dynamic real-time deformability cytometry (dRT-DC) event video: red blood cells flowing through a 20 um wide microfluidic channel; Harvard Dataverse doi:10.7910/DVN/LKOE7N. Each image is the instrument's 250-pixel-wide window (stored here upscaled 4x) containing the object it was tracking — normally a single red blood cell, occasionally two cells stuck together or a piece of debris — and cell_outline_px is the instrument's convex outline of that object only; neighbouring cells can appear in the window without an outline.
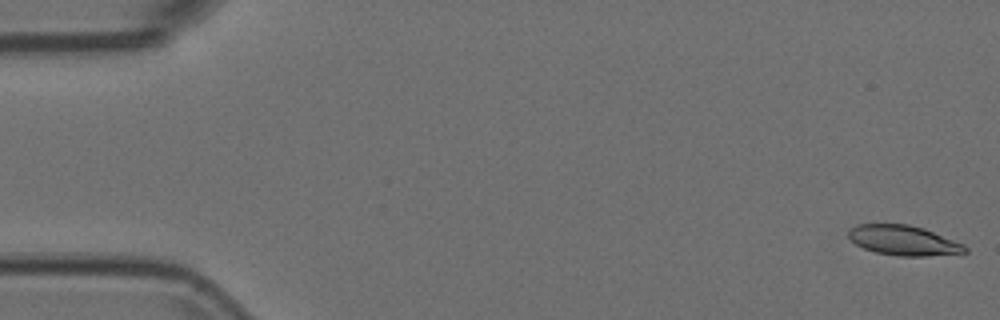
{"species": "Egyptian fruit bat (a non-hibernating species)", "species_latin": "Rousettus aegyptiacus", "temperature_condition": "room temperature", "stored_images_in_passage": 54, "camera_frame_rate_fps": 3000, "um_per_image_px": 0.085, "animal": {"sex": "female"}, "frame": {"image": 1, "passage_image": 1, "time_ms": 0.0, "image_size_px": [1000, 320], "cell_outline_px": [[968, 252], [928, 256], [900, 256], [876, 252], [864, 248], [856, 244], [848, 236], [848, 232], [852, 228], [860, 224], [908, 224], [924, 228], [964, 244], [968, 248]], "centroid_in_image_um": [76.83, 20.43], "position_along_channel_um": 8.2, "area_um2": 20.17}}
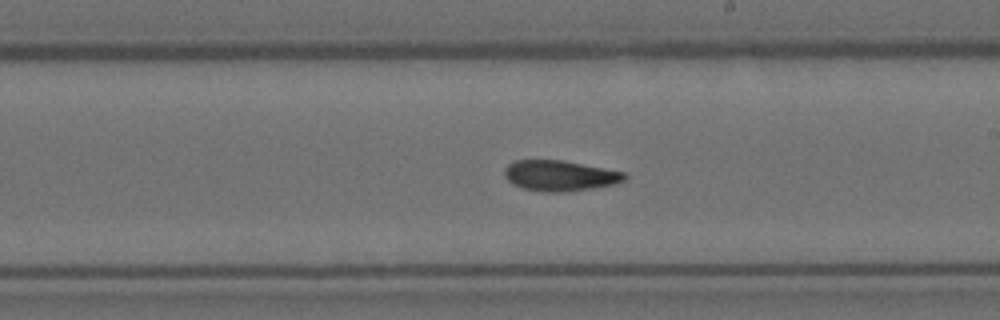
{"frame": {"image": 2, "passage_image": 31, "time_ms": 10.0, "image_size_px": [1000, 320], "cell_outline_px": [[628, 176], [624, 180], [616, 184], [592, 188], [564, 192], [544, 192], [524, 188], [512, 184], [504, 176], [504, 168], [508, 164], [516, 160], [564, 160], [624, 172]], "centroid_in_image_um": [47.58, 14.93], "position_along_channel_um": 241.4, "area_um2": 21.44}}
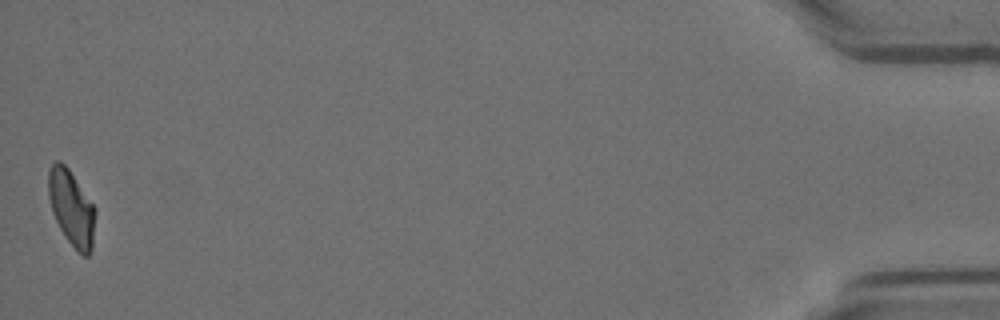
{"frame": {"image": 3, "passage_image": 54, "time_ms": 17.667, "image_size_px": [1000, 320], "cell_outline_px": [[96, 212], [92, 248], [88, 256], [84, 256], [64, 236], [52, 212], [48, 196], [48, 168], [56, 160], [60, 160], [68, 168], [92, 204]], "centroid_in_image_um": [6.05, 17.65], "position_along_channel_um": 429.1, "area_um2": 20.35}}